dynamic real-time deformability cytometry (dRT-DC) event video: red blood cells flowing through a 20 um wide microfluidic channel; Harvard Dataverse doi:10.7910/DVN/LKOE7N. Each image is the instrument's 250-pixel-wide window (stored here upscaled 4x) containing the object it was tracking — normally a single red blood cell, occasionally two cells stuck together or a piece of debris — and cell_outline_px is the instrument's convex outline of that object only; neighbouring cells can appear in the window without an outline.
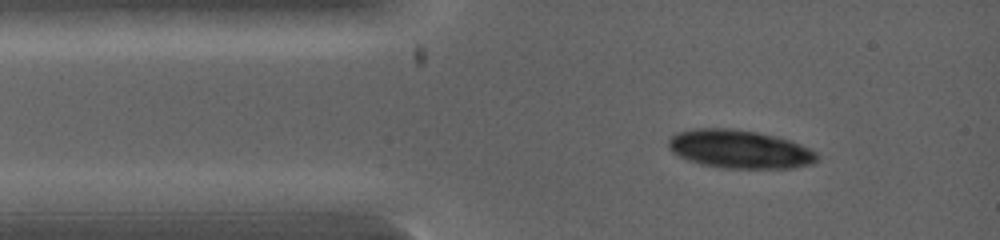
{"species": "common noctule bat (a hibernating species)", "species_latin": "Nyctalus noctula", "temperature_condition": "warm", "stored_images_in_passage": 2, "camera_frame_rate_fps": 5000, "um_per_image_px": 0.085, "animal": {"sex": "female", "body_mass_g": 19.0, "forearm_length_mm": 53.3}, "frame": {"image": 1, "passage_image": 1, "time_ms": 0.0, "image_size_px": [1000, 240], "cell_outline_px": [[820, 160], [812, 164], [792, 168], [724, 168], [700, 164], [688, 160], [672, 152], [668, 148], [668, 140], [676, 132], [692, 128], [732, 128], [756, 132], [776, 136], [800, 144], [816, 152], [820, 156]], "centroid_in_image_um": [62.86, 12.68], "position_along_channel_um": 22.1, "area_um2": 33.47}}